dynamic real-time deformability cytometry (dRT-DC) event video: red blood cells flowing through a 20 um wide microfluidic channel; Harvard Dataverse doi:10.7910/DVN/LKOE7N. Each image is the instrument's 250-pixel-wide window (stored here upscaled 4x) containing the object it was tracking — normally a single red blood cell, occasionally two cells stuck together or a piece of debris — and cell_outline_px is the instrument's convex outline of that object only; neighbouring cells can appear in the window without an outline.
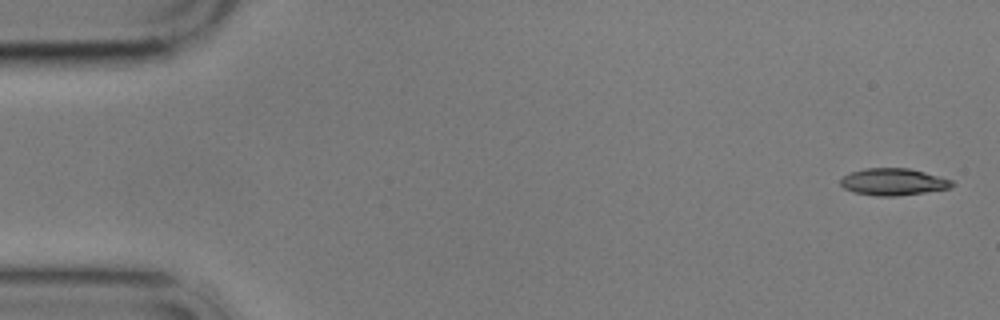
{"species": "common noctule bat (a hibernating species)", "species_latin": "Nyctalus noctula", "temperature_condition": "cold", "stored_images_in_passage": 5, "camera_frame_rate_fps": 3000, "um_per_image_px": 0.085, "animal": {"sex": "male", "body_mass_g": 17.9}, "frame": {"image": 1, "passage_image": 1, "time_ms": 0.0, "image_size_px": [1000, 320], "cell_outline_px": [[956, 184], [952, 188], [896, 196], [876, 196], [852, 192], [844, 188], [840, 184], [840, 180], [844, 176], [852, 172], [864, 168], [908, 168], [924, 172], [952, 180]], "centroid_in_image_um": [75.93, 15.46], "position_along_channel_um": 9.1, "area_um2": 17.51}}
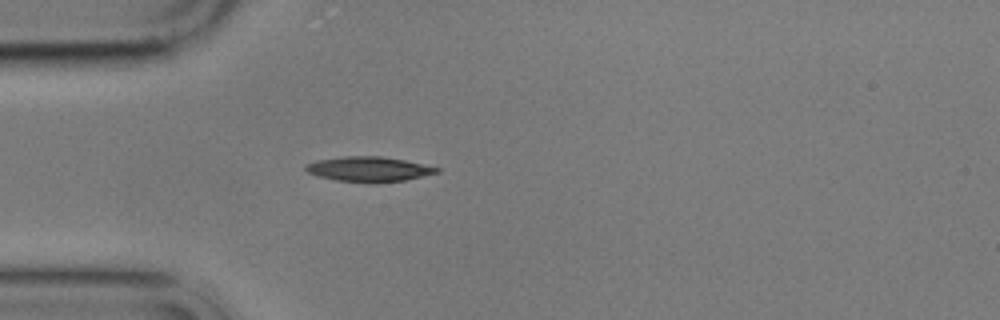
{"frame": {"image": 2, "passage_image": 5, "time_ms": 4.667, "image_size_px": [1000, 320], "cell_outline_px": [[440, 172], [404, 180], [376, 184], [368, 184], [336, 180], [320, 176], [308, 172], [304, 168], [308, 164], [316, 160], [344, 156], [380, 156], [404, 160], [440, 168]], "centroid_in_image_um": [31.36, 14.39], "position_along_channel_um": 53.6, "area_um2": 19.13}}